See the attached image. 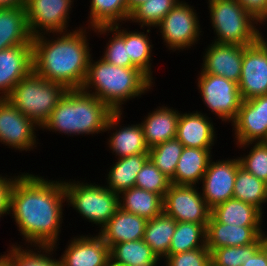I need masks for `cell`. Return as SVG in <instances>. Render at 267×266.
<instances>
[{"label": "cell", "mask_w": 267, "mask_h": 266, "mask_svg": "<svg viewBox=\"0 0 267 266\" xmlns=\"http://www.w3.org/2000/svg\"><path fill=\"white\" fill-rule=\"evenodd\" d=\"M65 202L61 178L55 181L33 172H22L15 179L10 192L9 216L19 228L25 241L23 245L54 246L57 251Z\"/></svg>", "instance_id": "cell-1"}, {"label": "cell", "mask_w": 267, "mask_h": 266, "mask_svg": "<svg viewBox=\"0 0 267 266\" xmlns=\"http://www.w3.org/2000/svg\"><path fill=\"white\" fill-rule=\"evenodd\" d=\"M92 29L79 26L68 32L52 33V38L51 33L33 37V71L46 80L61 83L68 90L81 89L92 55L87 35Z\"/></svg>", "instance_id": "cell-2"}, {"label": "cell", "mask_w": 267, "mask_h": 266, "mask_svg": "<svg viewBox=\"0 0 267 266\" xmlns=\"http://www.w3.org/2000/svg\"><path fill=\"white\" fill-rule=\"evenodd\" d=\"M154 84L137 67L115 66L103 58L93 60L91 55L87 77L81 89L99 98L113 112H124V103L142 97L153 89L151 87Z\"/></svg>", "instance_id": "cell-3"}, {"label": "cell", "mask_w": 267, "mask_h": 266, "mask_svg": "<svg viewBox=\"0 0 267 266\" xmlns=\"http://www.w3.org/2000/svg\"><path fill=\"white\" fill-rule=\"evenodd\" d=\"M112 113L99 98L82 89H71L60 99L41 129L70 137L103 134Z\"/></svg>", "instance_id": "cell-4"}, {"label": "cell", "mask_w": 267, "mask_h": 266, "mask_svg": "<svg viewBox=\"0 0 267 266\" xmlns=\"http://www.w3.org/2000/svg\"><path fill=\"white\" fill-rule=\"evenodd\" d=\"M210 23L216 35L211 42L248 46L263 34L260 24L237 0H208ZM259 26V27H258Z\"/></svg>", "instance_id": "cell-5"}, {"label": "cell", "mask_w": 267, "mask_h": 266, "mask_svg": "<svg viewBox=\"0 0 267 266\" xmlns=\"http://www.w3.org/2000/svg\"><path fill=\"white\" fill-rule=\"evenodd\" d=\"M67 91L61 83L46 80L32 70L6 99L41 128Z\"/></svg>", "instance_id": "cell-6"}, {"label": "cell", "mask_w": 267, "mask_h": 266, "mask_svg": "<svg viewBox=\"0 0 267 266\" xmlns=\"http://www.w3.org/2000/svg\"><path fill=\"white\" fill-rule=\"evenodd\" d=\"M85 182L64 180L66 205L79 213L82 219L102 228L119 208V195L98 182Z\"/></svg>", "instance_id": "cell-7"}, {"label": "cell", "mask_w": 267, "mask_h": 266, "mask_svg": "<svg viewBox=\"0 0 267 266\" xmlns=\"http://www.w3.org/2000/svg\"><path fill=\"white\" fill-rule=\"evenodd\" d=\"M191 4L179 1L155 27L168 50L184 51L198 44L202 35L198 13Z\"/></svg>", "instance_id": "cell-8"}, {"label": "cell", "mask_w": 267, "mask_h": 266, "mask_svg": "<svg viewBox=\"0 0 267 266\" xmlns=\"http://www.w3.org/2000/svg\"><path fill=\"white\" fill-rule=\"evenodd\" d=\"M197 77V89L208 111L221 121L232 123L242 102L238 83L201 69Z\"/></svg>", "instance_id": "cell-9"}, {"label": "cell", "mask_w": 267, "mask_h": 266, "mask_svg": "<svg viewBox=\"0 0 267 266\" xmlns=\"http://www.w3.org/2000/svg\"><path fill=\"white\" fill-rule=\"evenodd\" d=\"M73 6L74 0H25V13L32 37L68 32Z\"/></svg>", "instance_id": "cell-10"}, {"label": "cell", "mask_w": 267, "mask_h": 266, "mask_svg": "<svg viewBox=\"0 0 267 266\" xmlns=\"http://www.w3.org/2000/svg\"><path fill=\"white\" fill-rule=\"evenodd\" d=\"M197 187L171 184L163 197V212L176 222L207 224L211 210Z\"/></svg>", "instance_id": "cell-11"}, {"label": "cell", "mask_w": 267, "mask_h": 266, "mask_svg": "<svg viewBox=\"0 0 267 266\" xmlns=\"http://www.w3.org/2000/svg\"><path fill=\"white\" fill-rule=\"evenodd\" d=\"M40 127L23 115L6 98L0 99V143L18 151L37 149L36 136Z\"/></svg>", "instance_id": "cell-12"}, {"label": "cell", "mask_w": 267, "mask_h": 266, "mask_svg": "<svg viewBox=\"0 0 267 266\" xmlns=\"http://www.w3.org/2000/svg\"><path fill=\"white\" fill-rule=\"evenodd\" d=\"M264 37L244 49L238 82L242 100L267 95V38Z\"/></svg>", "instance_id": "cell-13"}, {"label": "cell", "mask_w": 267, "mask_h": 266, "mask_svg": "<svg viewBox=\"0 0 267 266\" xmlns=\"http://www.w3.org/2000/svg\"><path fill=\"white\" fill-rule=\"evenodd\" d=\"M215 161L213 158L210 160L201 180L202 189L200 187L201 194L210 210L233 198L235 178L241 166L238 156Z\"/></svg>", "instance_id": "cell-14"}, {"label": "cell", "mask_w": 267, "mask_h": 266, "mask_svg": "<svg viewBox=\"0 0 267 266\" xmlns=\"http://www.w3.org/2000/svg\"><path fill=\"white\" fill-rule=\"evenodd\" d=\"M231 126L236 144L267 142V95L242 100Z\"/></svg>", "instance_id": "cell-15"}, {"label": "cell", "mask_w": 267, "mask_h": 266, "mask_svg": "<svg viewBox=\"0 0 267 266\" xmlns=\"http://www.w3.org/2000/svg\"><path fill=\"white\" fill-rule=\"evenodd\" d=\"M93 235L71 238L59 257L61 266H108L109 246L99 234Z\"/></svg>", "instance_id": "cell-16"}, {"label": "cell", "mask_w": 267, "mask_h": 266, "mask_svg": "<svg viewBox=\"0 0 267 266\" xmlns=\"http://www.w3.org/2000/svg\"><path fill=\"white\" fill-rule=\"evenodd\" d=\"M122 118V112H113L104 130L105 132L108 131V134L110 133V135H108L109 138H107V145L112 151L111 153L115 155L117 159L136 154H149V148L146 145L140 122L124 126L123 124L120 125L123 120Z\"/></svg>", "instance_id": "cell-17"}, {"label": "cell", "mask_w": 267, "mask_h": 266, "mask_svg": "<svg viewBox=\"0 0 267 266\" xmlns=\"http://www.w3.org/2000/svg\"><path fill=\"white\" fill-rule=\"evenodd\" d=\"M246 46L237 44H218L210 42L203 53L201 70L204 73L218 75L239 82L242 58Z\"/></svg>", "instance_id": "cell-18"}, {"label": "cell", "mask_w": 267, "mask_h": 266, "mask_svg": "<svg viewBox=\"0 0 267 266\" xmlns=\"http://www.w3.org/2000/svg\"><path fill=\"white\" fill-rule=\"evenodd\" d=\"M33 70L32 44L15 45L0 51V99Z\"/></svg>", "instance_id": "cell-19"}, {"label": "cell", "mask_w": 267, "mask_h": 266, "mask_svg": "<svg viewBox=\"0 0 267 266\" xmlns=\"http://www.w3.org/2000/svg\"><path fill=\"white\" fill-rule=\"evenodd\" d=\"M201 112L181 113L180 111L176 138L184 147L212 149L216 144L217 131L213 121L206 113Z\"/></svg>", "instance_id": "cell-20"}, {"label": "cell", "mask_w": 267, "mask_h": 266, "mask_svg": "<svg viewBox=\"0 0 267 266\" xmlns=\"http://www.w3.org/2000/svg\"><path fill=\"white\" fill-rule=\"evenodd\" d=\"M262 227H244L217 222L211 215L206 225V246L213 249L245 246L255 243L263 232Z\"/></svg>", "instance_id": "cell-21"}, {"label": "cell", "mask_w": 267, "mask_h": 266, "mask_svg": "<svg viewBox=\"0 0 267 266\" xmlns=\"http://www.w3.org/2000/svg\"><path fill=\"white\" fill-rule=\"evenodd\" d=\"M146 223L145 218L118 208L109 221L98 229V234L110 248L118 243L143 239Z\"/></svg>", "instance_id": "cell-22"}, {"label": "cell", "mask_w": 267, "mask_h": 266, "mask_svg": "<svg viewBox=\"0 0 267 266\" xmlns=\"http://www.w3.org/2000/svg\"><path fill=\"white\" fill-rule=\"evenodd\" d=\"M144 117L140 124L149 149L177 136L179 110L162 105Z\"/></svg>", "instance_id": "cell-23"}, {"label": "cell", "mask_w": 267, "mask_h": 266, "mask_svg": "<svg viewBox=\"0 0 267 266\" xmlns=\"http://www.w3.org/2000/svg\"><path fill=\"white\" fill-rule=\"evenodd\" d=\"M211 149L184 147L171 184L200 185L212 156Z\"/></svg>", "instance_id": "cell-24"}, {"label": "cell", "mask_w": 267, "mask_h": 266, "mask_svg": "<svg viewBox=\"0 0 267 266\" xmlns=\"http://www.w3.org/2000/svg\"><path fill=\"white\" fill-rule=\"evenodd\" d=\"M25 7L0 8V51L6 48L32 44Z\"/></svg>", "instance_id": "cell-25"}, {"label": "cell", "mask_w": 267, "mask_h": 266, "mask_svg": "<svg viewBox=\"0 0 267 266\" xmlns=\"http://www.w3.org/2000/svg\"><path fill=\"white\" fill-rule=\"evenodd\" d=\"M211 216L217 222L244 227H262L264 218L257 207L234 198L211 209Z\"/></svg>", "instance_id": "cell-26"}, {"label": "cell", "mask_w": 267, "mask_h": 266, "mask_svg": "<svg viewBox=\"0 0 267 266\" xmlns=\"http://www.w3.org/2000/svg\"><path fill=\"white\" fill-rule=\"evenodd\" d=\"M149 160V154H136L119 158L109 167L105 185L118 195L124 190L135 187L137 174Z\"/></svg>", "instance_id": "cell-27"}, {"label": "cell", "mask_w": 267, "mask_h": 266, "mask_svg": "<svg viewBox=\"0 0 267 266\" xmlns=\"http://www.w3.org/2000/svg\"><path fill=\"white\" fill-rule=\"evenodd\" d=\"M119 208L150 220L163 213V196L132 187L119 194Z\"/></svg>", "instance_id": "cell-28"}, {"label": "cell", "mask_w": 267, "mask_h": 266, "mask_svg": "<svg viewBox=\"0 0 267 266\" xmlns=\"http://www.w3.org/2000/svg\"><path fill=\"white\" fill-rule=\"evenodd\" d=\"M109 254L110 262L119 266H158L161 263L143 239L112 245Z\"/></svg>", "instance_id": "cell-29"}, {"label": "cell", "mask_w": 267, "mask_h": 266, "mask_svg": "<svg viewBox=\"0 0 267 266\" xmlns=\"http://www.w3.org/2000/svg\"><path fill=\"white\" fill-rule=\"evenodd\" d=\"M15 244L11 243L10 250L4 252L6 266H61L60 260L53 258L54 246L30 245L24 249L23 245Z\"/></svg>", "instance_id": "cell-30"}, {"label": "cell", "mask_w": 267, "mask_h": 266, "mask_svg": "<svg viewBox=\"0 0 267 266\" xmlns=\"http://www.w3.org/2000/svg\"><path fill=\"white\" fill-rule=\"evenodd\" d=\"M175 228L176 221L164 212L147 220L143 240L160 260L168 255Z\"/></svg>", "instance_id": "cell-31"}, {"label": "cell", "mask_w": 267, "mask_h": 266, "mask_svg": "<svg viewBox=\"0 0 267 266\" xmlns=\"http://www.w3.org/2000/svg\"><path fill=\"white\" fill-rule=\"evenodd\" d=\"M121 26L122 24H115L112 26H98L92 29L97 35H110L101 58L115 66L136 67L128 56L127 28L124 29L122 26L121 29ZM109 33H112V36Z\"/></svg>", "instance_id": "cell-32"}, {"label": "cell", "mask_w": 267, "mask_h": 266, "mask_svg": "<svg viewBox=\"0 0 267 266\" xmlns=\"http://www.w3.org/2000/svg\"><path fill=\"white\" fill-rule=\"evenodd\" d=\"M89 9L87 26L91 28L123 24L130 17L127 0H90Z\"/></svg>", "instance_id": "cell-33"}, {"label": "cell", "mask_w": 267, "mask_h": 266, "mask_svg": "<svg viewBox=\"0 0 267 266\" xmlns=\"http://www.w3.org/2000/svg\"><path fill=\"white\" fill-rule=\"evenodd\" d=\"M233 198L257 207L264 214L263 205L267 203V183L240 166L235 178Z\"/></svg>", "instance_id": "cell-34"}, {"label": "cell", "mask_w": 267, "mask_h": 266, "mask_svg": "<svg viewBox=\"0 0 267 266\" xmlns=\"http://www.w3.org/2000/svg\"><path fill=\"white\" fill-rule=\"evenodd\" d=\"M206 225L176 222L168 254H177L206 246Z\"/></svg>", "instance_id": "cell-35"}, {"label": "cell", "mask_w": 267, "mask_h": 266, "mask_svg": "<svg viewBox=\"0 0 267 266\" xmlns=\"http://www.w3.org/2000/svg\"><path fill=\"white\" fill-rule=\"evenodd\" d=\"M143 32L140 31H128L127 30V51L128 56H130L131 62L139 68L142 72H144L152 81L155 79L153 78V71H152V40H150L151 28L146 29L143 28ZM152 65V66H151Z\"/></svg>", "instance_id": "cell-36"}, {"label": "cell", "mask_w": 267, "mask_h": 266, "mask_svg": "<svg viewBox=\"0 0 267 266\" xmlns=\"http://www.w3.org/2000/svg\"><path fill=\"white\" fill-rule=\"evenodd\" d=\"M181 0H148L137 6L131 13L130 23H138L140 28L155 27L165 15Z\"/></svg>", "instance_id": "cell-37"}, {"label": "cell", "mask_w": 267, "mask_h": 266, "mask_svg": "<svg viewBox=\"0 0 267 266\" xmlns=\"http://www.w3.org/2000/svg\"><path fill=\"white\" fill-rule=\"evenodd\" d=\"M183 148V144L175 137L149 149V159L172 180Z\"/></svg>", "instance_id": "cell-38"}, {"label": "cell", "mask_w": 267, "mask_h": 266, "mask_svg": "<svg viewBox=\"0 0 267 266\" xmlns=\"http://www.w3.org/2000/svg\"><path fill=\"white\" fill-rule=\"evenodd\" d=\"M236 145L243 150L250 148L249 153L247 149V155L244 153L238 157L241 167L267 183V142H247Z\"/></svg>", "instance_id": "cell-39"}, {"label": "cell", "mask_w": 267, "mask_h": 266, "mask_svg": "<svg viewBox=\"0 0 267 266\" xmlns=\"http://www.w3.org/2000/svg\"><path fill=\"white\" fill-rule=\"evenodd\" d=\"M259 249V239L250 245L221 247L210 252V261L213 266H241Z\"/></svg>", "instance_id": "cell-40"}, {"label": "cell", "mask_w": 267, "mask_h": 266, "mask_svg": "<svg viewBox=\"0 0 267 266\" xmlns=\"http://www.w3.org/2000/svg\"><path fill=\"white\" fill-rule=\"evenodd\" d=\"M171 185L166 177L149 159L137 174L135 187L151 191L164 197Z\"/></svg>", "instance_id": "cell-41"}, {"label": "cell", "mask_w": 267, "mask_h": 266, "mask_svg": "<svg viewBox=\"0 0 267 266\" xmlns=\"http://www.w3.org/2000/svg\"><path fill=\"white\" fill-rule=\"evenodd\" d=\"M165 266H209L210 251L207 246L177 254H168L163 259Z\"/></svg>", "instance_id": "cell-42"}, {"label": "cell", "mask_w": 267, "mask_h": 266, "mask_svg": "<svg viewBox=\"0 0 267 266\" xmlns=\"http://www.w3.org/2000/svg\"><path fill=\"white\" fill-rule=\"evenodd\" d=\"M21 174L16 176L2 175L0 174V212H9L10 205V192L15 179ZM9 177V178H8Z\"/></svg>", "instance_id": "cell-43"}, {"label": "cell", "mask_w": 267, "mask_h": 266, "mask_svg": "<svg viewBox=\"0 0 267 266\" xmlns=\"http://www.w3.org/2000/svg\"><path fill=\"white\" fill-rule=\"evenodd\" d=\"M251 13L262 25L267 21V0H237ZM265 22V23H264Z\"/></svg>", "instance_id": "cell-44"}, {"label": "cell", "mask_w": 267, "mask_h": 266, "mask_svg": "<svg viewBox=\"0 0 267 266\" xmlns=\"http://www.w3.org/2000/svg\"><path fill=\"white\" fill-rule=\"evenodd\" d=\"M241 266H267V260L261 249H259L252 257H248Z\"/></svg>", "instance_id": "cell-45"}, {"label": "cell", "mask_w": 267, "mask_h": 266, "mask_svg": "<svg viewBox=\"0 0 267 266\" xmlns=\"http://www.w3.org/2000/svg\"><path fill=\"white\" fill-rule=\"evenodd\" d=\"M25 0H0V8H15L19 6H24Z\"/></svg>", "instance_id": "cell-46"}, {"label": "cell", "mask_w": 267, "mask_h": 266, "mask_svg": "<svg viewBox=\"0 0 267 266\" xmlns=\"http://www.w3.org/2000/svg\"><path fill=\"white\" fill-rule=\"evenodd\" d=\"M259 240H260V249L265 255L266 260H267V232L266 231L265 232L263 231L260 234Z\"/></svg>", "instance_id": "cell-47"}, {"label": "cell", "mask_w": 267, "mask_h": 266, "mask_svg": "<svg viewBox=\"0 0 267 266\" xmlns=\"http://www.w3.org/2000/svg\"><path fill=\"white\" fill-rule=\"evenodd\" d=\"M148 0H127L128 11L131 13L137 6Z\"/></svg>", "instance_id": "cell-48"}, {"label": "cell", "mask_w": 267, "mask_h": 266, "mask_svg": "<svg viewBox=\"0 0 267 266\" xmlns=\"http://www.w3.org/2000/svg\"><path fill=\"white\" fill-rule=\"evenodd\" d=\"M0 266H6V260L4 254L0 255Z\"/></svg>", "instance_id": "cell-49"}, {"label": "cell", "mask_w": 267, "mask_h": 266, "mask_svg": "<svg viewBox=\"0 0 267 266\" xmlns=\"http://www.w3.org/2000/svg\"><path fill=\"white\" fill-rule=\"evenodd\" d=\"M5 215H9V212H0V219L3 218Z\"/></svg>", "instance_id": "cell-50"}, {"label": "cell", "mask_w": 267, "mask_h": 266, "mask_svg": "<svg viewBox=\"0 0 267 266\" xmlns=\"http://www.w3.org/2000/svg\"><path fill=\"white\" fill-rule=\"evenodd\" d=\"M108 266H119L109 261Z\"/></svg>", "instance_id": "cell-51"}]
</instances>
